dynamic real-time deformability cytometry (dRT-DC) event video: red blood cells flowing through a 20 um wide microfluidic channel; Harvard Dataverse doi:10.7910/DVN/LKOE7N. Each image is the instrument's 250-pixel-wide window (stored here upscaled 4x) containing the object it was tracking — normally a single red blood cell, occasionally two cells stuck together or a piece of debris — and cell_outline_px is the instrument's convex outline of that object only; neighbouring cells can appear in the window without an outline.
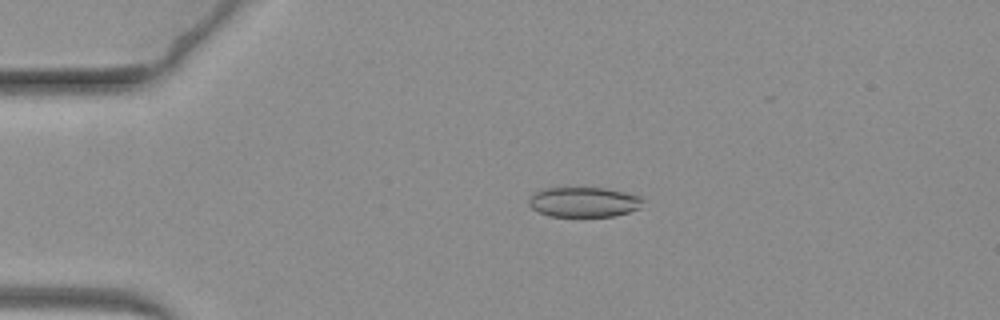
{"species": "common noctule bat (a hibernating species)", "species_latin": "Nyctalus noctula", "temperature_condition": "warm", "stored_images_in_passage": 48, "camera_frame_rate_fps": 3000, "um_per_image_px": 0.085, "animal": {"sex": "female", "body_mass_g": 19.3, "forearm_length_mm": 54.1}, "frame": {"image": 1, "passage_image": 2, "time_ms": 0.333, "image_size_px": [1000, 320], "cell_outline_px": [[644, 200], [640, 208], [616, 216], [548, 216], [532, 208], [528, 204], [528, 200], [532, 192], [540, 188], [604, 188], [624, 192], [640, 196]], "centroid_in_image_um": [49.59, 17.17], "position_along_channel_um": 35.4, "area_um2": 20.06}}
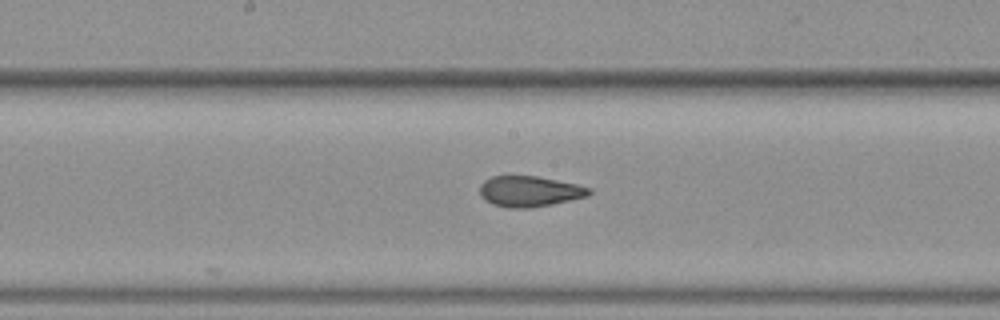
{"frame": {"image": 2, "passage_image": 22, "time_ms": 7.0, "image_size_px": [1000, 320], "cell_outline_px": [[592, 192], [588, 196], [552, 204], [532, 208], [508, 208], [492, 204], [484, 200], [480, 196], [480, 184], [484, 180], [492, 176], [536, 176], [576, 184], [592, 188]], "centroid_in_image_um": [44.99, 16.27], "position_along_channel_um": 203.2, "area_um2": 19.65}}
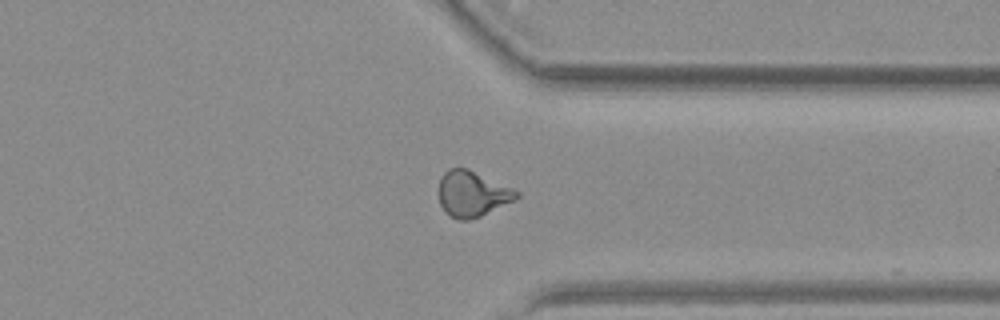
{"frame": {"image": 3, "passage_image": 38, "time_ms": 12.333, "image_size_px": [1000, 320], "cell_outline_px": [[520, 196], [516, 200], [480, 216], [468, 220], [460, 220], [444, 212], [440, 204], [440, 176], [448, 168], [468, 168], [512, 188], [520, 192]], "centroid_in_image_um": [40.15, 16.47], "position_along_channel_um": 371.2, "area_um2": 20.63}}